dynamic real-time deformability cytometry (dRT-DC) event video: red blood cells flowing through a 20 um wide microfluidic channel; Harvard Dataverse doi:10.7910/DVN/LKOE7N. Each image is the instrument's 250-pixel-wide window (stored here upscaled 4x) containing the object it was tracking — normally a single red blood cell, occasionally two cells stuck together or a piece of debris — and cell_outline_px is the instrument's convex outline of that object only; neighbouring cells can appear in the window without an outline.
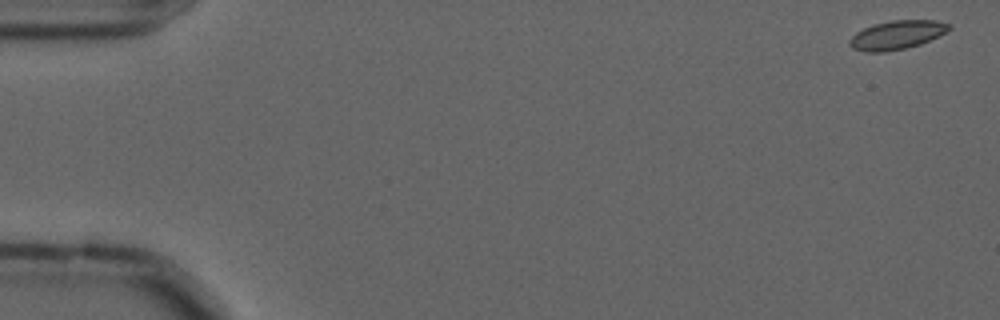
{"species": "common noctule bat (a hibernating species)", "species_latin": "Nyctalus noctula", "temperature_condition": "cold", "stored_images_in_passage": 57, "camera_frame_rate_fps": 3000, "um_per_image_px": 0.085, "animal": {"sex": "male", "forearm_length_mm": 52.5}, "frame": {"image": 1, "passage_image": 1, "time_ms": 0.0, "image_size_px": [1000, 320], "cell_outline_px": [[952, 28], [920, 44], [904, 48], [884, 52], [864, 52], [852, 48], [848, 44], [848, 40], [856, 32], [872, 24], [892, 20], [936, 20], [952, 24]], "centroid_in_image_um": [76.19, 2.96], "position_along_channel_um": 8.8, "area_um2": 16.65}}
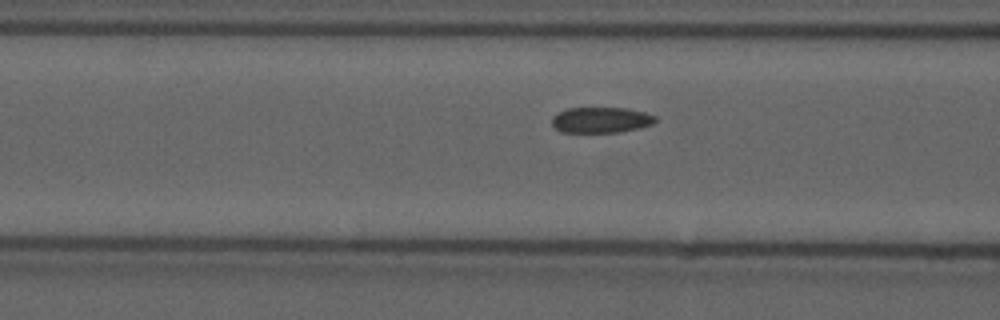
{"frame": {"image": 2, "passage_image": 22, "time_ms": 7.0, "image_size_px": [1000, 320], "cell_outline_px": [[656, 120], [652, 124], [640, 128], [620, 132], [560, 132], [552, 124], [552, 116], [556, 112], [568, 108], [624, 108], [644, 112], [656, 116]], "centroid_in_image_um": [51.06, 10.2], "position_along_channel_um": 115.5, "area_um2": 15.55}}
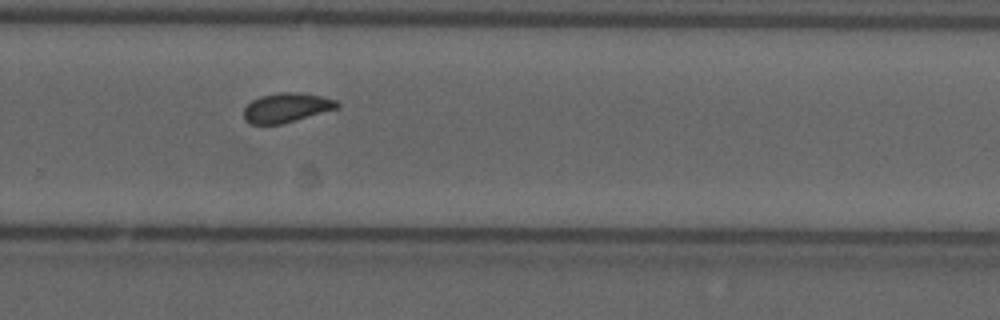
{"frame": {"image": 3, "passage_image": 38, "time_ms": 12.333, "image_size_px": [1000, 320], "cell_outline_px": [[340, 104], [336, 108], [296, 120], [280, 124], [248, 124], [244, 120], [244, 108], [252, 100], [260, 96], [280, 92], [300, 92], [320, 96], [336, 100]], "centroid_in_image_um": [24.31, 9.15], "position_along_channel_um": 305.5, "area_um2": 15.9}, "authors_computed_cell_mechanics": {"area_um2": 16.184, "velocity_mm_per_s": 3.573, "shape_relaxation_time_tau1_ms": null, "shape_relaxation_time_tau2_ms": 1.8987, "deformation_change_tau1": null, "deformation_change_tau2": 0.0533}}